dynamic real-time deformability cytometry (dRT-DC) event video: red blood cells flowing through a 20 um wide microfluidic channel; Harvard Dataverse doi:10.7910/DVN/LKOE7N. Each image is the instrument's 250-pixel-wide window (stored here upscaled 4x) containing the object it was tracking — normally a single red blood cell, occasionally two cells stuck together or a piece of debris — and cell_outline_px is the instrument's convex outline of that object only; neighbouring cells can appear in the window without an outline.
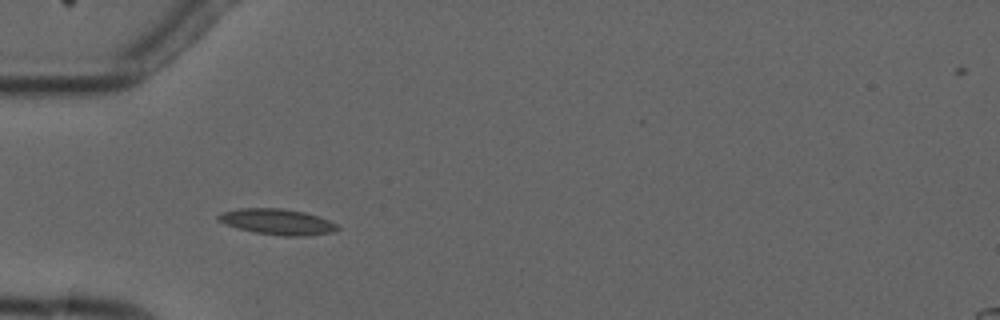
{"species": "common noctule bat (a hibernating species)", "species_latin": "Nyctalus noctula", "temperature_condition": "cold", "stored_images_in_passage": 3, "camera_frame_rate_fps": 3000, "um_per_image_px": 0.085, "animal": {"sex": "male", "forearm_length_mm": 52.5}, "frame": {"image": 1, "passage_image": 1, "time_ms": 0.0, "image_size_px": [1000, 320], "cell_outline_px": [[340, 228], [336, 232], [308, 236], [284, 236], [256, 232], [240, 228], [216, 220], [216, 216], [220, 212], [240, 208], [280, 208], [304, 212], [328, 220], [336, 224]], "centroid_in_image_um": [23.59, 18.85], "position_along_channel_um": 61.4, "area_um2": 17.8}}
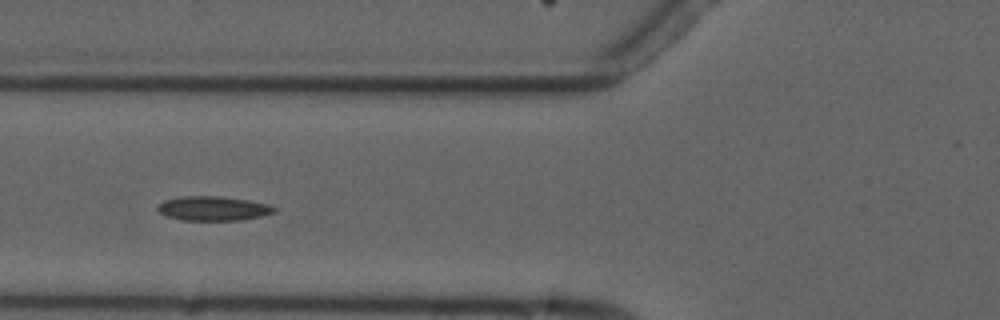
{"frame": {"image": 2, "passage_image": 2, "time_ms": 1.333, "image_size_px": [1000, 320], "cell_outline_px": [[276, 212], [260, 216], [240, 220], [180, 220], [168, 216], [160, 212], [156, 208], [164, 200], [180, 196], [220, 196], [248, 200], [268, 204], [276, 208]], "centroid_in_image_um": [18.12, 17.71], "position_along_channel_um": 107.7, "area_um2": 16.47}}
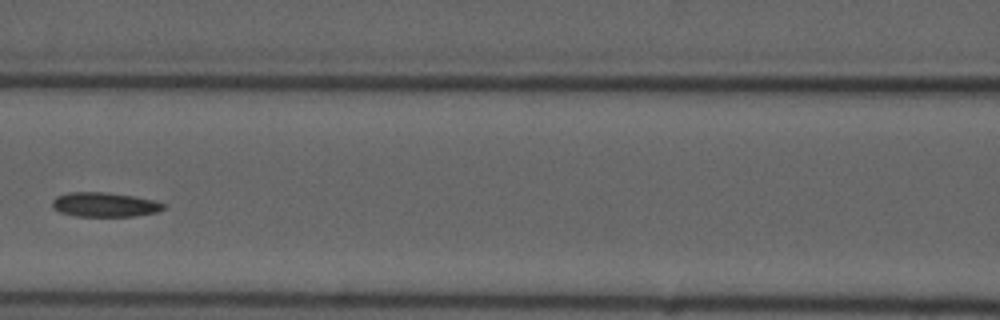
{"frame": {"image": 3, "passage_image": 3, "time_ms": 2.667, "image_size_px": [1000, 320], "cell_outline_px": [[168, 204], [164, 208], [156, 212], [136, 216], [76, 216], [60, 212], [52, 208], [52, 200], [56, 196], [68, 192], [104, 192], [132, 196], [152, 200]], "centroid_in_image_um": [8.87, 17.39], "position_along_channel_um": 157.7, "area_um2": 15.84}}